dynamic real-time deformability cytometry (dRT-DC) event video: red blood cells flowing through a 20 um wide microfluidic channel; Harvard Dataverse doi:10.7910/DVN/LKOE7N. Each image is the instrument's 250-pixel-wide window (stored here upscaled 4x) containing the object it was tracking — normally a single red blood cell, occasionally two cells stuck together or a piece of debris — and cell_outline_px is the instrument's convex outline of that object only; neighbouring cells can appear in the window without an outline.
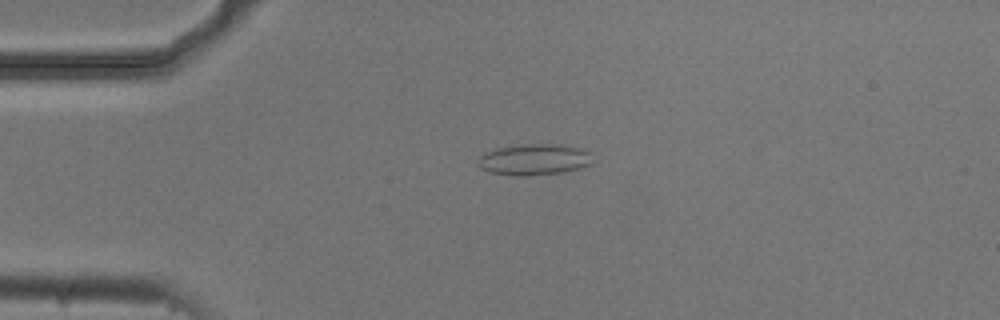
{"species": "common noctule bat (a hibernating species)", "species_latin": "Nyctalus noctula", "temperature_condition": "cold", "stored_images_in_passage": 54, "camera_frame_rate_fps": 3000, "um_per_image_px": 0.085, "animal": {"sex": "male", "body_mass_g": 20.5, "forearm_length_mm": 52.5}, "frame": {"image": 1, "passage_image": 13, "time_ms": 4.0, "image_size_px": [1000, 320], "cell_outline_px": [[592, 152], [588, 164], [580, 168], [564, 172], [528, 176], [512, 176], [488, 172], [480, 168], [476, 164], [480, 156], [484, 152], [496, 148], [524, 144], [560, 144], [580, 148]], "centroid_in_image_um": [45.35, 13.56], "position_along_channel_um": 39.7, "area_um2": 21.04}}
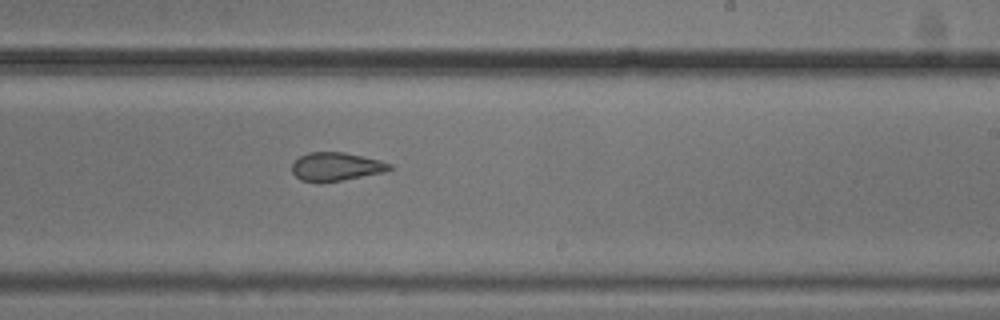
{"frame": {"image": 2, "passage_image": 33, "time_ms": 10.667, "image_size_px": [1000, 320], "cell_outline_px": [[392, 168], [384, 172], [340, 180], [300, 180], [292, 172], [292, 164], [300, 156], [308, 152], [344, 152], [380, 160], [392, 164]], "centroid_in_image_um": [28.58, 14.13], "position_along_channel_um": 260.4, "area_um2": 15.66}}
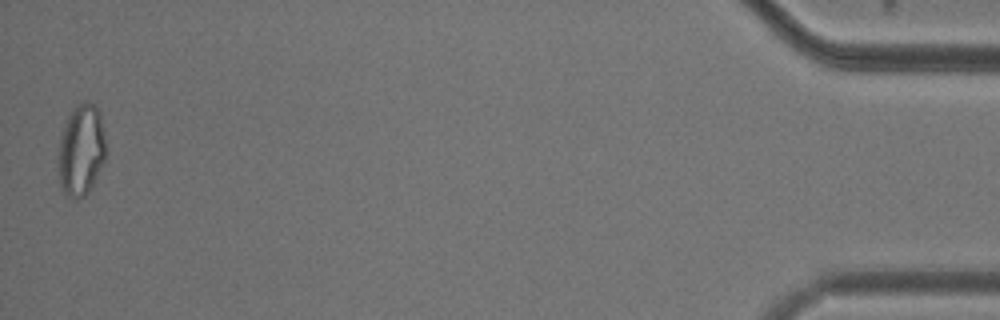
{"frame": {"image": 3, "passage_image": 54, "time_ms": 17.667, "image_size_px": [1000, 320], "cell_outline_px": [[104, 160], [92, 188], [84, 196], [76, 200], [64, 196], [60, 188], [56, 168], [56, 156], [60, 136], [68, 116], [76, 104], [96, 104], [100, 116], [104, 136]], "centroid_in_image_um": [6.82, 12.86], "position_along_channel_um": 428.4, "area_um2": 25.78}, "authors_computed_cell_mechanics": {"area_um2": 19.0451, "velocity_mm_per_s": 3.7042, "shape_relaxation_time_tau1_ms": null, "shape_relaxation_time_tau2_ms": 1.856, "deformation_change_tau1": null, "deformation_change_tau2": 0.0838}}